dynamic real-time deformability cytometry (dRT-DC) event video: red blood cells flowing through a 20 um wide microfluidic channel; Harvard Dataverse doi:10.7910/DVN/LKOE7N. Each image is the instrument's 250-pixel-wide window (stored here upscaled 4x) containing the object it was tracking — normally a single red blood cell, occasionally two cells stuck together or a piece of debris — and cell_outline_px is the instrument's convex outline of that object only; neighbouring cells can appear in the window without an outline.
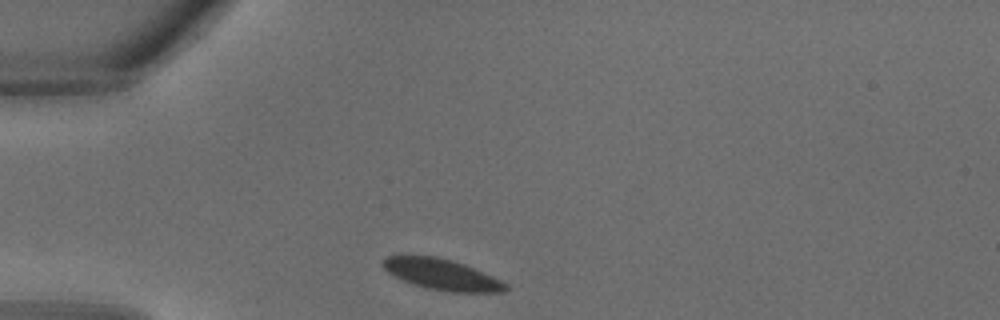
{"species": "common noctule bat (a hibernating species)", "species_latin": "Nyctalus noctula", "temperature_condition": "warm", "stored_images_in_passage": 25, "camera_frame_rate_fps": 3000, "um_per_image_px": 0.085, "animal": {"sex": "male", "body_mass_g": 18.8}, "frame": {"image": 1, "passage_image": 1, "time_ms": 0.0, "image_size_px": [1000, 320], "cell_outline_px": [[508, 288], [500, 292], [448, 292], [428, 288], [412, 284], [388, 272], [380, 264], [388, 256], [436, 256], [452, 260], [464, 264], [500, 280], [508, 284]], "centroid_in_image_um": [37.55, 23.33], "position_along_channel_um": 47.4, "area_um2": 21.73}}
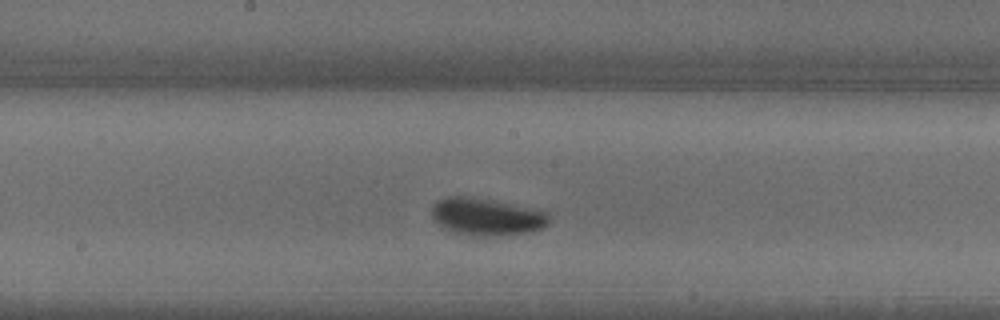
{"frame": {"image": 2, "passage_image": 10, "time_ms": 3.0, "image_size_px": [1000, 320], "cell_outline_px": [[548, 224], [544, 228], [532, 232], [492, 236], [472, 236], [452, 232], [440, 224], [432, 216], [432, 208], [436, 200], [448, 196], [460, 196], [508, 204], [548, 212]], "centroid_in_image_um": [41.35, 18.45], "position_along_channel_um": 206.9, "area_um2": 24.97}}
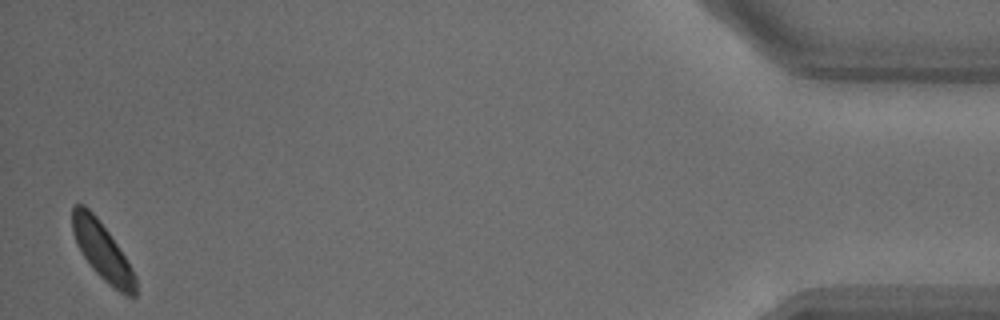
{"frame": {"image": 3, "passage_image": 25, "time_ms": 8.0, "image_size_px": [1000, 320], "cell_outline_px": [[136, 296], [128, 296], [120, 292], [108, 284], [92, 268], [80, 252], [72, 232], [72, 208], [76, 204], [84, 204], [96, 216], [108, 232], [132, 268], [136, 276]], "centroid_in_image_um": [8.68, 21.34], "position_along_channel_um": 426.5, "area_um2": 20.92}}